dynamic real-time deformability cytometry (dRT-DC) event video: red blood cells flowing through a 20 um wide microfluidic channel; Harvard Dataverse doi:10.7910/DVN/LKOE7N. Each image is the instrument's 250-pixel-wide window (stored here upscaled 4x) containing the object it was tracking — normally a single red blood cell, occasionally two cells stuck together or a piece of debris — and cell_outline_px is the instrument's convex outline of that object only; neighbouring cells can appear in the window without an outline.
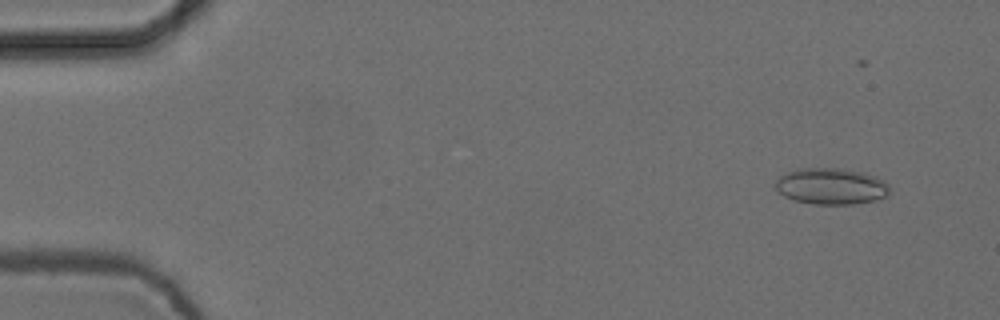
{"species": "common noctule bat (a hibernating species)", "species_latin": "Nyctalus noctula", "temperature_condition": "cold", "stored_images_in_passage": 45, "camera_frame_rate_fps": 3000, "um_per_image_px": 0.085, "animal": {"sex": "female", "body_mass_g": 24.6, "forearm_length_mm": 56.2}, "frame": {"image": 1, "passage_image": 6, "time_ms": 1.667, "image_size_px": [1000, 320], "cell_outline_px": [[892, 188], [888, 196], [872, 200], [852, 204], [812, 204], [792, 200], [784, 196], [776, 188], [776, 180], [780, 176], [788, 172], [800, 168], [840, 168], [864, 172], [876, 176], [884, 180]], "centroid_in_image_um": [70.68, 15.83], "position_along_channel_um": 14.3, "area_um2": 24.33}}
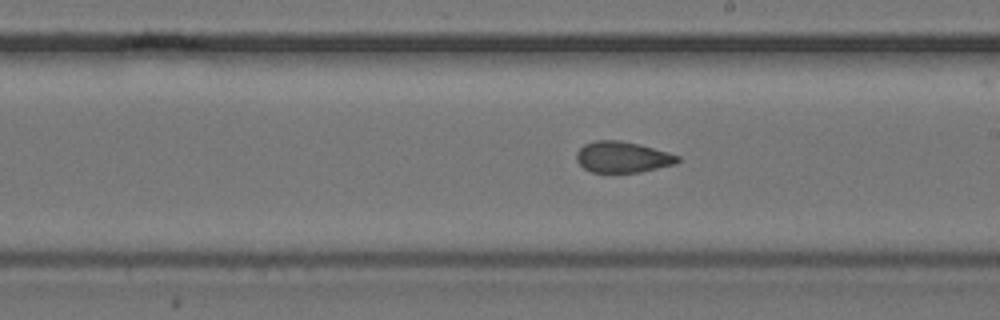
{"frame": {"image": 2, "passage_image": 33, "time_ms": 10.667, "image_size_px": [1000, 320], "cell_outline_px": [[680, 160], [676, 164], [640, 172], [592, 172], [584, 168], [576, 160], [576, 152], [584, 144], [596, 140], [620, 140], [640, 144], [668, 152], [680, 156]], "centroid_in_image_um": [52.92, 13.34], "position_along_channel_um": 236.1, "area_um2": 18.38}}
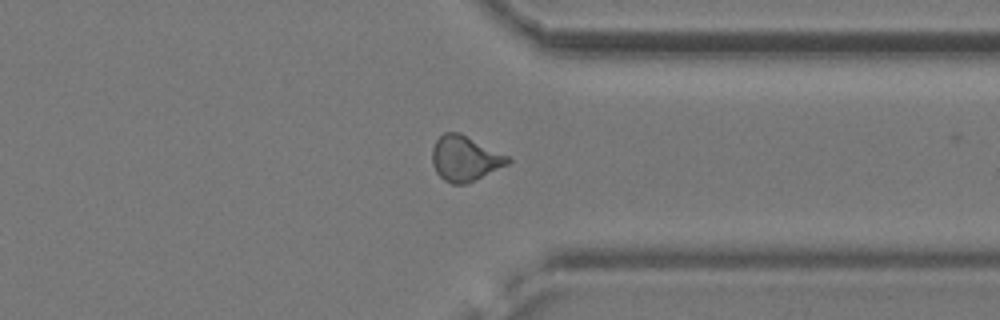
{"frame": {"image": 3, "passage_image": 44, "time_ms": 14.333, "image_size_px": [1000, 320], "cell_outline_px": [[512, 160], [508, 164], [464, 184], [452, 184], [444, 180], [436, 172], [432, 164], [432, 148], [436, 140], [444, 132], [460, 132], [508, 156]], "centroid_in_image_um": [39.49, 13.45], "position_along_channel_um": 371.9, "area_um2": 19.71}}